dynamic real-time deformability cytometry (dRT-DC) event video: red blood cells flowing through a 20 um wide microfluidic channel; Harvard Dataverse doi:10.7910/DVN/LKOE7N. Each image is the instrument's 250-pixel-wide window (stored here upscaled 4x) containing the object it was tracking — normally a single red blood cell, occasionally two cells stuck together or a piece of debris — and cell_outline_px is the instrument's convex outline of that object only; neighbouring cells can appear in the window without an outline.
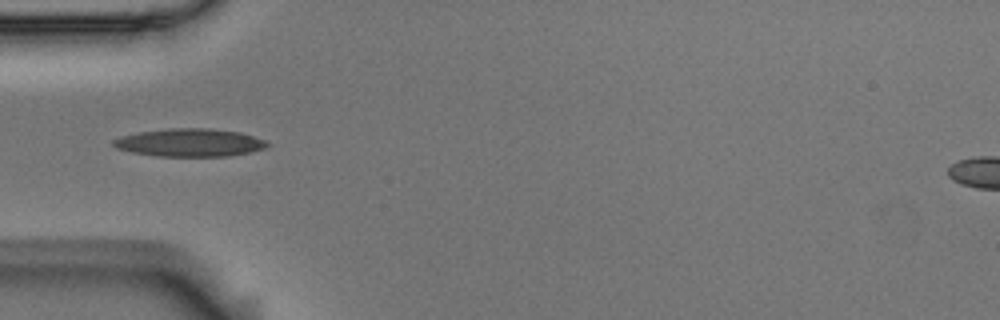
{"species": "Egyptian fruit bat (a non-hibernating species)", "species_latin": "Rousettus aegyptiacus", "temperature_condition": "room temperature", "stored_images_in_passage": 5, "camera_frame_rate_fps": 3000, "um_per_image_px": 0.085, "animal": {"sex": "male"}, "frame": {"image": 1, "passage_image": 4, "time_ms": 1.0, "image_size_px": [1000, 320], "cell_outline_px": [[272, 144], [268, 148], [228, 156], [156, 156], [132, 152], [116, 148], [112, 144], [112, 140], [120, 136], [140, 132], [168, 128], [212, 128], [240, 132], [264, 140]], "centroid_in_image_um": [16.14, 12.12], "position_along_channel_um": 68.9, "area_um2": 25.14}}
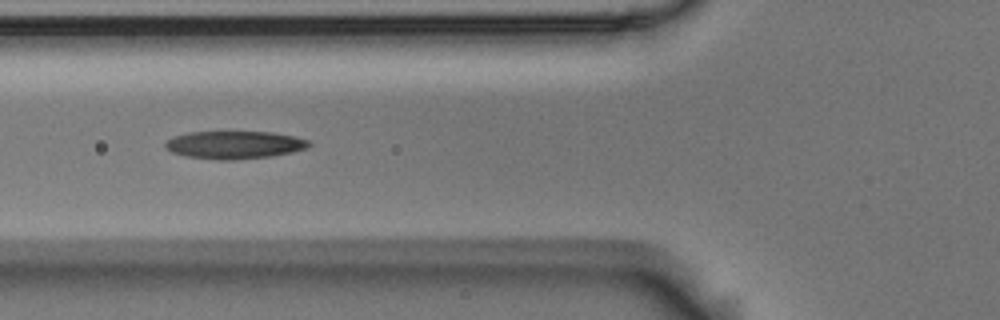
{"frame": {"image": 2, "passage_image": 5, "time_ms": 1.333, "image_size_px": [1000, 320], "cell_outline_px": [[312, 144], [308, 148], [292, 152], [272, 156], [232, 160], [220, 160], [188, 156], [172, 152], [164, 148], [164, 144], [172, 136], [188, 132], [272, 132], [292, 136], [308, 140]], "centroid_in_image_um": [19.92, 12.31], "position_along_channel_um": 105.9, "area_um2": 23.24}}